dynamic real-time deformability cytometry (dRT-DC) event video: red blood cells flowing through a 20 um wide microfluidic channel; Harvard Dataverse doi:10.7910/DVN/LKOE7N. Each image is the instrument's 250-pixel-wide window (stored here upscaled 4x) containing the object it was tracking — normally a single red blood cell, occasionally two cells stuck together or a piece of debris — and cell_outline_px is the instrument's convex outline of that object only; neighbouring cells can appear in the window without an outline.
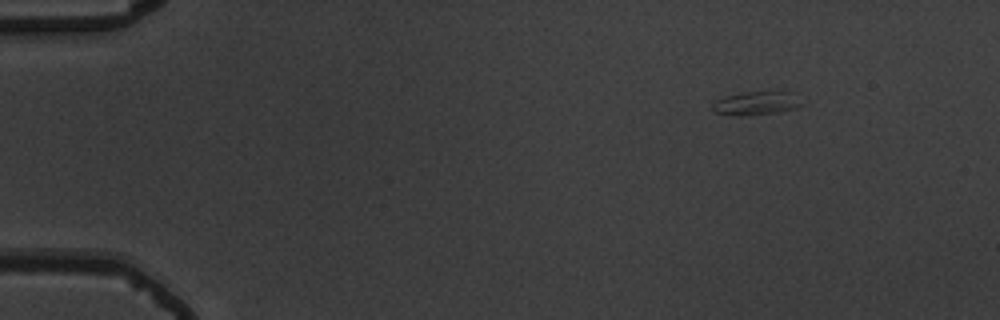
{"species": "common noctule bat (a hibernating species)", "species_latin": "Nyctalus noctula", "temperature_condition": "warm", "stored_images_in_passage": 49, "camera_frame_rate_fps": 3000, "um_per_image_px": 0.085, "animal": {"sex": "male", "body_mass_g": 19.5, "forearm_length_mm": 54.6}, "frame": {"image": 1, "passage_image": 1, "time_ms": 0.0, "image_size_px": [1000, 320], "cell_outline_px": [[804, 104], [796, 108], [776, 112], [748, 116], [736, 116], [716, 112], [712, 108], [712, 104], [716, 100], [724, 96], [744, 92], [784, 92]], "centroid_in_image_um": [64.18, 8.8], "position_along_channel_um": 20.8, "area_um2": 11.85}}
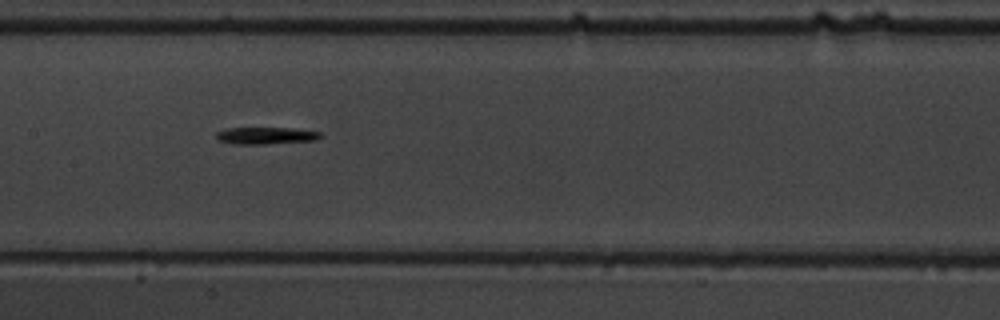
{"frame": {"image": 2, "passage_image": 22, "time_ms": 7.0, "image_size_px": [1000, 320], "cell_outline_px": [[320, 136], [316, 140], [264, 144], [232, 144], [216, 140], [216, 132], [228, 128], [292, 128], [320, 132]], "centroid_in_image_um": [22.53, 11.53], "position_along_channel_um": 184.9, "area_um2": 10.29}}